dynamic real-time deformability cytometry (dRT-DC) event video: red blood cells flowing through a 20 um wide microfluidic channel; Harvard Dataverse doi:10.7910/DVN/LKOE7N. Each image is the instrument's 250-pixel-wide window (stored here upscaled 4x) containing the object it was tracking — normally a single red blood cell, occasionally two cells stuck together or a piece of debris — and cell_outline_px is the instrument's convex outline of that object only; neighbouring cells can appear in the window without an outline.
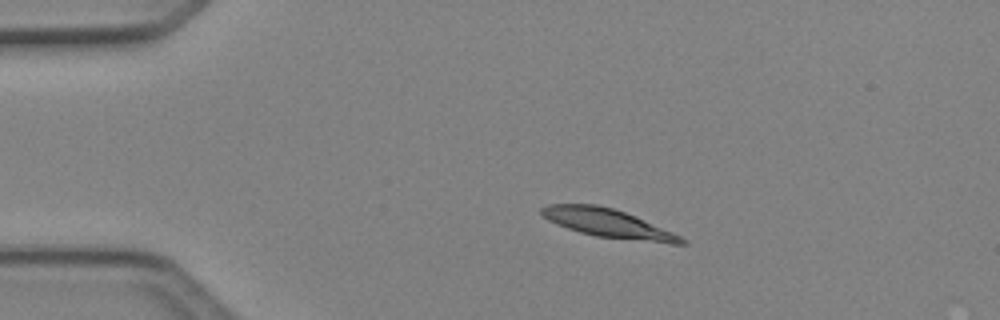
{"species": "Egyptian fruit bat (a non-hibernating species)", "species_latin": "Rousettus aegyptiacus", "temperature_condition": "cold", "stored_images_in_passage": 3, "camera_frame_rate_fps": 3000, "um_per_image_px": 0.085, "animal": {"sex": "female"}, "frame": {"image": 1, "passage_image": 2, "time_ms": 0.333, "image_size_px": [1000, 320], "cell_outline_px": [[688, 244], [672, 244], [596, 236], [580, 232], [556, 224], [548, 220], [540, 212], [540, 208], [548, 204], [596, 204], [612, 208], [636, 216], [672, 232], [688, 240]], "centroid_in_image_um": [51.69, 18.98], "position_along_channel_um": 33.3, "area_um2": 23.12}}